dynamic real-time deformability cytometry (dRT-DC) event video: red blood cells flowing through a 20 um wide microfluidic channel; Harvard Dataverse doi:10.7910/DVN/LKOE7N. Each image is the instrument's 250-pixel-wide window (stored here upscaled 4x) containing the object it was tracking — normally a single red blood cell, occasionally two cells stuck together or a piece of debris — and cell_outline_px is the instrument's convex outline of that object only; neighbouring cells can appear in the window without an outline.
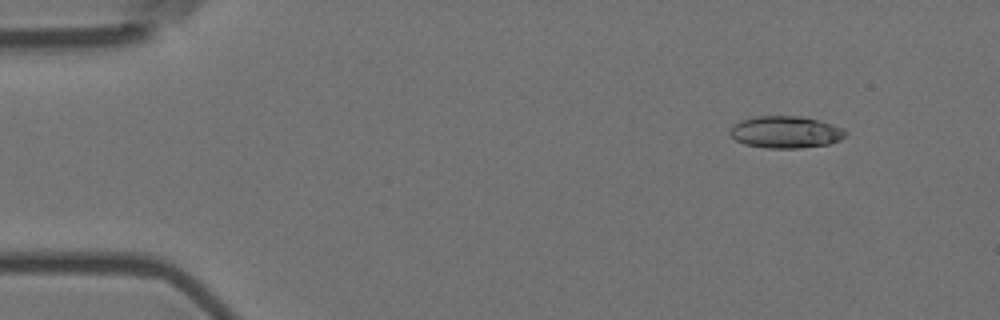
{"species": "Egyptian fruit bat (a non-hibernating species)", "species_latin": "Rousettus aegyptiacus", "temperature_condition": "room temperature", "stored_images_in_passage": 5, "camera_frame_rate_fps": 3000, "um_per_image_px": 0.085, "animal": {"sex": "female"}, "frame": {"image": 1, "passage_image": 1, "time_ms": 0.0, "image_size_px": [1000, 320], "cell_outline_px": [[848, 132], [840, 140], [828, 144], [800, 148], [764, 148], [744, 144], [736, 140], [728, 132], [732, 124], [740, 120], [752, 116], [800, 116], [832, 124], [844, 128]], "centroid_in_image_um": [66.74, 11.22], "position_along_channel_um": 18.3, "area_um2": 21.73}}